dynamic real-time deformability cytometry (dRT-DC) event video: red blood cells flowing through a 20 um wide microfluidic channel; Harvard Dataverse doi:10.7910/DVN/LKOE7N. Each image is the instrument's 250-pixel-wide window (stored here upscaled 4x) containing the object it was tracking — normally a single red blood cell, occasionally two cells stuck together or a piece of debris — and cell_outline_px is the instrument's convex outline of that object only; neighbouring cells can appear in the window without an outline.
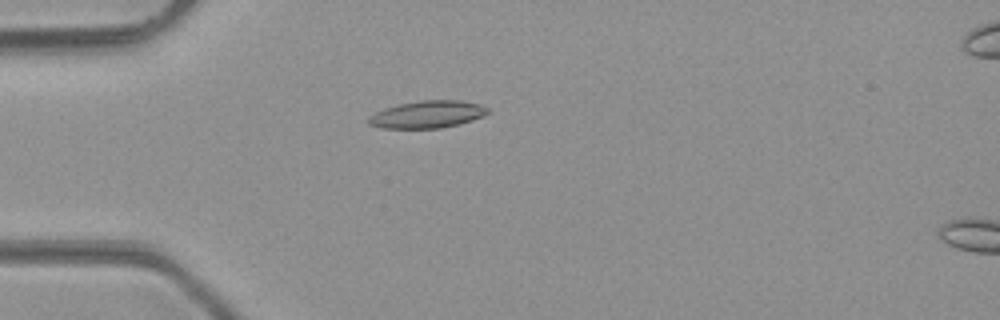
{"species": "common noctule bat (a hibernating species)", "species_latin": "Nyctalus noctula", "temperature_condition": "room temperature", "stored_images_in_passage": 33, "camera_frame_rate_fps": 3000, "um_per_image_px": 0.085, "animal": {"sex": "male", "body_mass_g": 23.1, "forearm_length_mm": 52.7}, "frame": {"image": 1, "passage_image": 5, "time_ms": 1.333, "image_size_px": [1000, 320], "cell_outline_px": [[488, 112], [484, 116], [460, 124], [440, 128], [380, 128], [368, 124], [368, 116], [384, 108], [400, 104], [420, 100], [460, 100], [480, 104], [488, 108]], "centroid_in_image_um": [36.32, 9.72], "position_along_channel_um": 48.7, "area_um2": 19.02}}
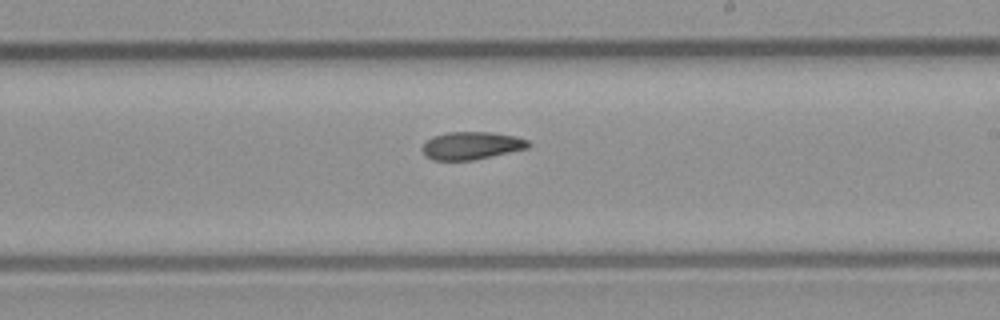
{"frame": {"image": 2, "passage_image": 20, "time_ms": 6.333, "image_size_px": [1000, 320], "cell_outline_px": [[532, 144], [528, 148], [472, 160], [432, 160], [424, 156], [420, 148], [432, 136], [448, 132], [492, 132], [516, 136], [528, 140]], "centroid_in_image_um": [40.05, 12.37], "position_along_channel_um": 248.9, "area_um2": 17.22}}
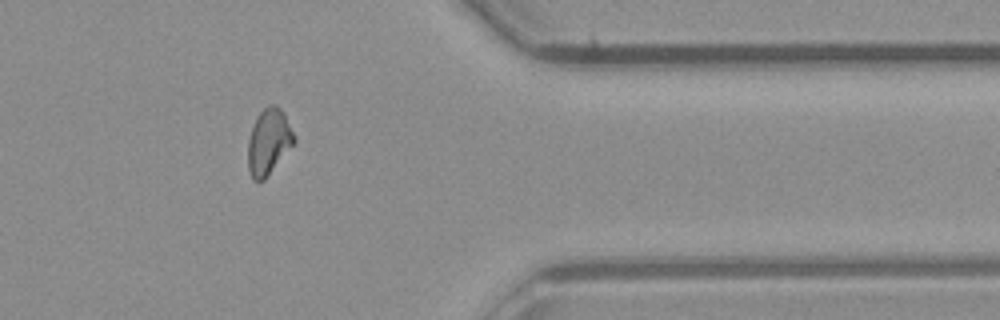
{"frame": {"image": 3, "passage_image": 31, "time_ms": 10.0, "image_size_px": [1000, 320], "cell_outline_px": [[296, 140], [264, 180], [252, 180], [248, 168], [248, 140], [256, 116], [268, 104], [276, 104], [284, 112]], "centroid_in_image_um": [22.82, 12.02], "position_along_channel_um": 388.6, "area_um2": 17.51}, "authors_computed_cell_mechanics": {"area_um2": 17.5712, "velocity_mm_per_s": 4.2985, "shape_relaxation_time_tau1_ms": 10.2807, "shape_relaxation_time_tau2_ms": null, "deformation_change_tau1": 0.2173, "deformation_change_tau2": null}}